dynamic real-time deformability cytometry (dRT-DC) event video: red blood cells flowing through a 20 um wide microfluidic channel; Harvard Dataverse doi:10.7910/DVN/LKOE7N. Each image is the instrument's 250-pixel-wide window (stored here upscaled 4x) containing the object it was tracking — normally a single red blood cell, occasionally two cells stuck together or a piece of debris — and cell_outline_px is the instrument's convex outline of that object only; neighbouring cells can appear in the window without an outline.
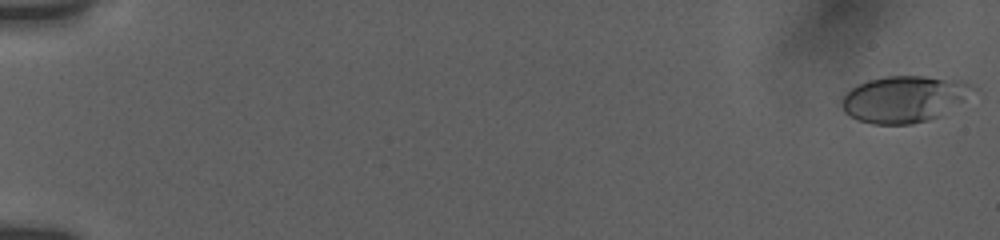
{"species": "human", "species_latin": "Homo sapiens", "temperature_condition": "room temperature", "stored_images_in_passage": 9, "camera_frame_rate_fps": 3000, "um_per_image_px": 0.085, "donor": {"sex": "female"}, "frame": {"image": 1, "passage_image": 1, "time_ms": 0.0, "image_size_px": [1000, 240], "cell_outline_px": [[980, 88], [964, 100], [940, 116], [928, 120], [912, 124], [872, 124], [856, 120], [848, 116], [844, 112], [840, 104], [840, 100], [852, 88], [868, 80], [884, 76], [924, 76], [964, 80]], "centroid_in_image_um": [76.88, 8.41], "position_along_channel_um": 8.1, "area_um2": 36.01}}
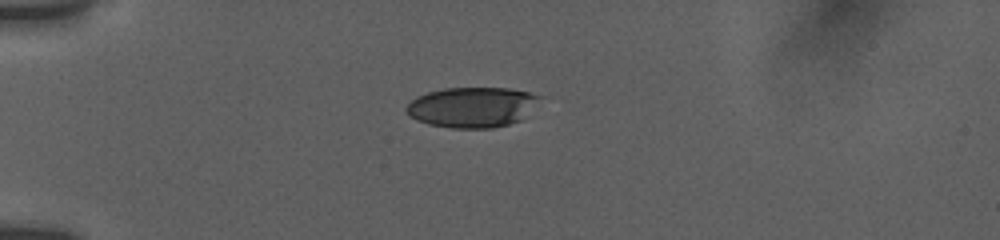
{"frame": {"image": 2, "passage_image": 8, "time_ms": 5.0, "image_size_px": [1000, 240], "cell_outline_px": [[548, 96], [524, 120], [492, 128], [452, 128], [428, 124], [416, 120], [408, 116], [404, 108], [416, 96], [428, 92], [444, 88], [508, 88]], "centroid_in_image_um": [40.23, 9.11], "position_along_channel_um": 44.8, "area_um2": 32.19}}